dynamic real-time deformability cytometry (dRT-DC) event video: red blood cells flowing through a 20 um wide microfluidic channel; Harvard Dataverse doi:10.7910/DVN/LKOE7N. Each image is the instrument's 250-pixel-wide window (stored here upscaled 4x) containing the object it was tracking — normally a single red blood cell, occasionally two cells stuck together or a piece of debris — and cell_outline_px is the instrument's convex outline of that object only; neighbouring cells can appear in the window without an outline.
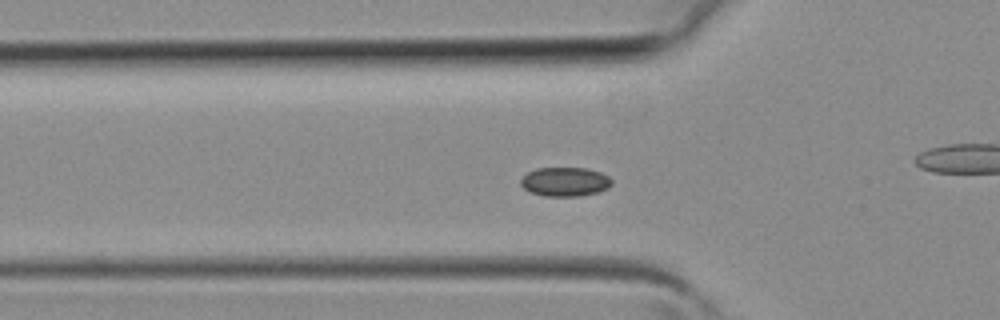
{"species": "common noctule bat (a hibernating species)", "species_latin": "Nyctalus noctula", "temperature_condition": "room temperature", "stored_images_in_passage": 40, "camera_frame_rate_fps": 3000, "um_per_image_px": 0.085, "animal": {"sex": "female", "body_mass_g": 19.3, "forearm_length_mm": 54.1}, "frame": {"image": 1, "passage_image": 13, "time_ms": 4.0, "image_size_px": [1000, 320], "cell_outline_px": [[612, 184], [608, 188], [600, 192], [580, 196], [544, 196], [528, 192], [520, 184], [520, 180], [528, 172], [536, 168], [588, 168], [600, 172], [608, 176], [612, 180]], "centroid_in_image_um": [48.03, 15.45], "position_along_channel_um": 77.8, "area_um2": 15.61}}
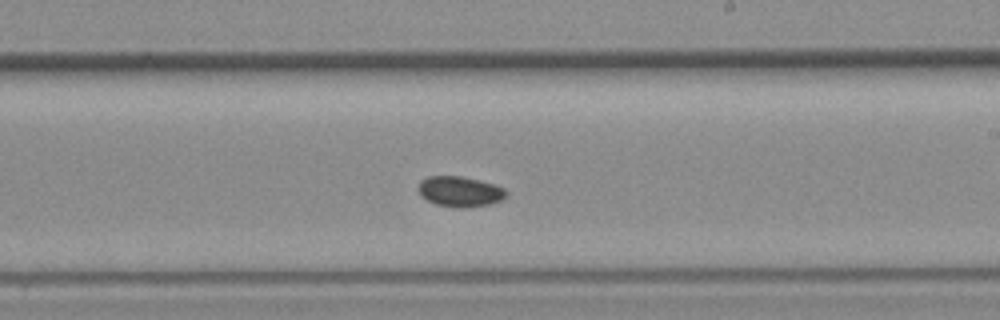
{"frame": {"image": 2, "passage_image": 23, "time_ms": 7.333, "image_size_px": [1000, 320], "cell_outline_px": [[508, 196], [492, 204], [436, 204], [420, 196], [416, 188], [420, 180], [428, 176], [460, 176], [480, 180], [504, 188], [508, 192]], "centroid_in_image_um": [39.06, 16.21], "position_along_channel_um": 249.9, "area_um2": 14.91}}
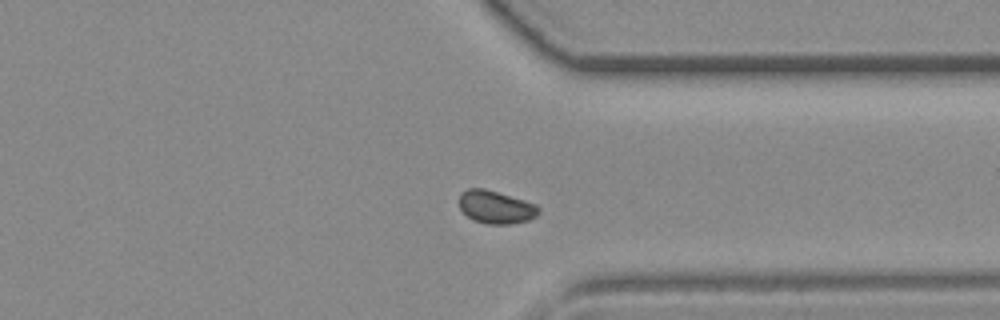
{"frame": {"image": 3, "passage_image": 30, "time_ms": 9.667, "image_size_px": [1000, 320], "cell_outline_px": [[540, 212], [536, 216], [528, 220], [508, 224], [488, 224], [472, 220], [460, 208], [456, 200], [460, 192], [468, 188], [484, 188], [524, 200], [536, 204], [540, 208]], "centroid_in_image_um": [42.1, 17.59], "position_along_channel_um": 369.3, "area_um2": 15.43}}